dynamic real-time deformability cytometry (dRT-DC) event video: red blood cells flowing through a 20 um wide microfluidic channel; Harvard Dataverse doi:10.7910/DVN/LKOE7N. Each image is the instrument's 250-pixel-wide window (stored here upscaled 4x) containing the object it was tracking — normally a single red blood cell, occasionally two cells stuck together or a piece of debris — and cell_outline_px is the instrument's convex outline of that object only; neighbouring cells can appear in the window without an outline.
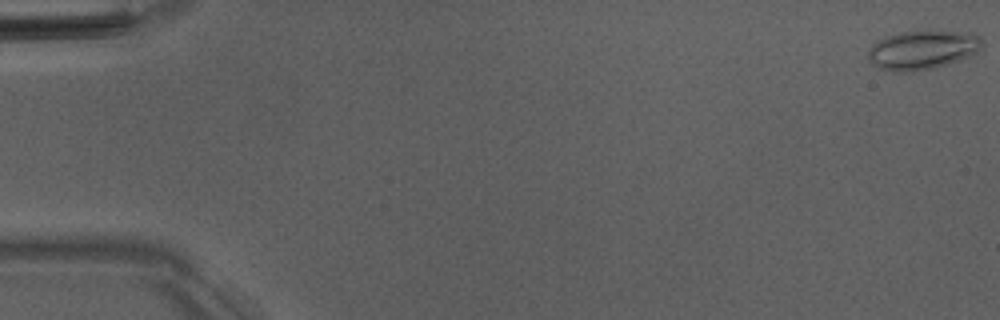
{"species": "Egyptian fruit bat (a non-hibernating species)", "species_latin": "Rousettus aegyptiacus", "temperature_condition": "room temperature", "stored_images_in_passage": 53, "camera_frame_rate_fps": 3000, "um_per_image_px": 0.085, "animal": {"sex": "male"}, "frame": {"image": 1, "passage_image": 1, "time_ms": 0.0, "image_size_px": [1000, 320], "cell_outline_px": [[984, 44], [972, 56], [948, 64], [932, 68], [908, 72], [892, 72], [880, 68], [868, 60], [868, 48], [876, 40], [884, 36], [900, 32], [972, 32], [980, 36], [984, 40]], "centroid_in_image_um": [78.41, 4.25], "position_along_channel_um": 6.6, "area_um2": 26.07}}
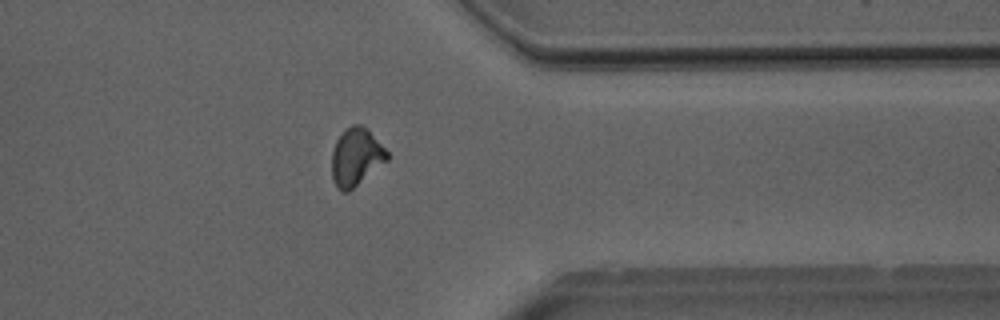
{"frame": {"image": 2, "passage_image": 42, "time_ms": 13.667, "image_size_px": [1000, 320], "cell_outline_px": [[388, 160], [348, 192], [340, 192], [336, 188], [332, 180], [332, 152], [336, 140], [344, 128], [352, 124], [360, 124], [368, 128], [388, 152]], "centroid_in_image_um": [30.25, 13.33], "position_along_channel_um": 381.2, "area_um2": 18.84}}
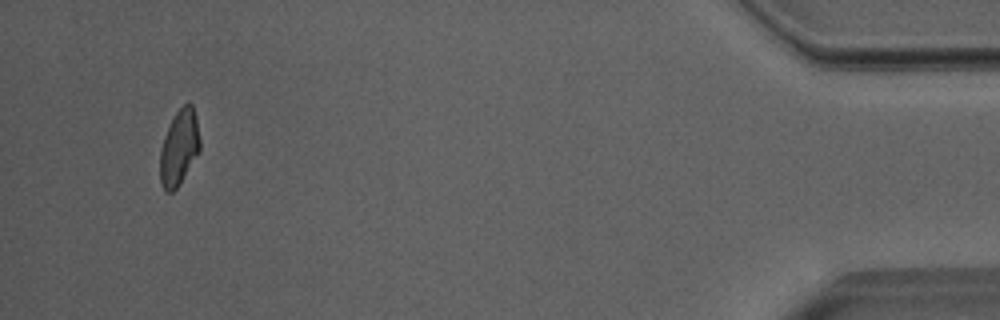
{"frame": {"image": 3, "passage_image": 50, "time_ms": 16.333, "image_size_px": [1000, 320], "cell_outline_px": [[200, 152], [180, 184], [172, 192], [164, 192], [160, 180], [160, 148], [164, 136], [176, 112], [184, 104], [192, 104], [196, 116], [200, 140]], "centroid_in_image_um": [15.23, 12.58], "position_along_channel_um": 420.0, "area_um2": 17.63}}